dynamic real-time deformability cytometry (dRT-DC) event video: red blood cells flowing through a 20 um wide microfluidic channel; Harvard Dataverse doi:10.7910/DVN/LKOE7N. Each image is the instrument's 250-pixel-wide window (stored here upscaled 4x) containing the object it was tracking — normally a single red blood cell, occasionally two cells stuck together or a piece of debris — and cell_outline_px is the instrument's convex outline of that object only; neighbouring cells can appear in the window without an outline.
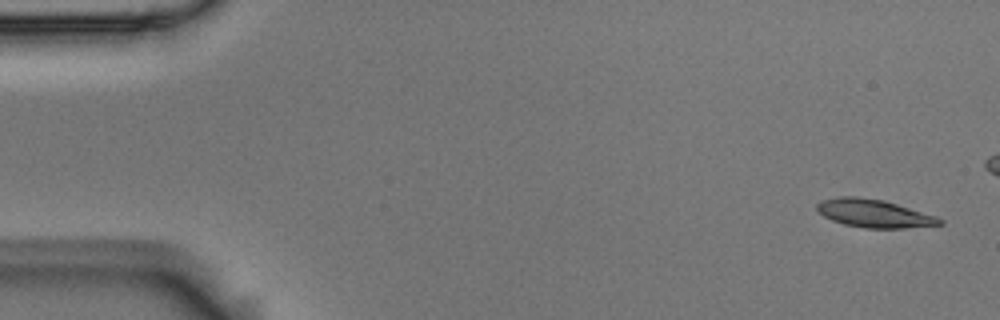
{"species": "Egyptian fruit bat (a non-hibernating species)", "species_latin": "Rousettus aegyptiacus", "temperature_condition": "room temperature", "stored_images_in_passage": 5, "camera_frame_rate_fps": 3000, "um_per_image_px": 0.085, "animal": {"sex": "male"}, "frame": {"image": 1, "passage_image": 1, "time_ms": 0.0, "image_size_px": [1000, 320], "cell_outline_px": [[944, 224], [904, 228], [864, 228], [844, 224], [832, 220], [824, 216], [816, 208], [816, 204], [820, 200], [840, 196], [856, 196], [884, 200], [936, 216], [944, 220]], "centroid_in_image_um": [74.28, 18.13], "position_along_channel_um": 10.7, "area_um2": 20.06}}